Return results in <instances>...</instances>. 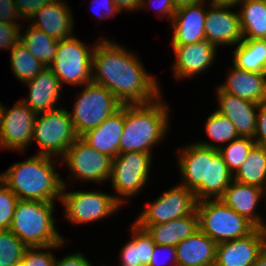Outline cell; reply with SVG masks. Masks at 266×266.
Returning a JSON list of instances; mask_svg holds the SVG:
<instances>
[{
    "mask_svg": "<svg viewBox=\"0 0 266 266\" xmlns=\"http://www.w3.org/2000/svg\"><path fill=\"white\" fill-rule=\"evenodd\" d=\"M233 180L234 174L219 152L212 158H207L206 199H220Z\"/></svg>",
    "mask_w": 266,
    "mask_h": 266,
    "instance_id": "obj_33",
    "label": "cell"
},
{
    "mask_svg": "<svg viewBox=\"0 0 266 266\" xmlns=\"http://www.w3.org/2000/svg\"><path fill=\"white\" fill-rule=\"evenodd\" d=\"M19 199L0 179V231L8 230Z\"/></svg>",
    "mask_w": 266,
    "mask_h": 266,
    "instance_id": "obj_38",
    "label": "cell"
},
{
    "mask_svg": "<svg viewBox=\"0 0 266 266\" xmlns=\"http://www.w3.org/2000/svg\"><path fill=\"white\" fill-rule=\"evenodd\" d=\"M252 266H266V246L259 253L257 260Z\"/></svg>",
    "mask_w": 266,
    "mask_h": 266,
    "instance_id": "obj_49",
    "label": "cell"
},
{
    "mask_svg": "<svg viewBox=\"0 0 266 266\" xmlns=\"http://www.w3.org/2000/svg\"><path fill=\"white\" fill-rule=\"evenodd\" d=\"M207 0L178 6L170 23L172 27L171 46L194 44L206 40L205 17ZM206 3V5H204Z\"/></svg>",
    "mask_w": 266,
    "mask_h": 266,
    "instance_id": "obj_16",
    "label": "cell"
},
{
    "mask_svg": "<svg viewBox=\"0 0 266 266\" xmlns=\"http://www.w3.org/2000/svg\"><path fill=\"white\" fill-rule=\"evenodd\" d=\"M131 240L127 241L119 253V266H149L155 242L136 223L131 225Z\"/></svg>",
    "mask_w": 266,
    "mask_h": 266,
    "instance_id": "obj_27",
    "label": "cell"
},
{
    "mask_svg": "<svg viewBox=\"0 0 266 266\" xmlns=\"http://www.w3.org/2000/svg\"><path fill=\"white\" fill-rule=\"evenodd\" d=\"M266 246V235L256 228L249 235L216 246L215 266H252Z\"/></svg>",
    "mask_w": 266,
    "mask_h": 266,
    "instance_id": "obj_17",
    "label": "cell"
},
{
    "mask_svg": "<svg viewBox=\"0 0 266 266\" xmlns=\"http://www.w3.org/2000/svg\"><path fill=\"white\" fill-rule=\"evenodd\" d=\"M3 103L0 101V124H1V119H2V112H3Z\"/></svg>",
    "mask_w": 266,
    "mask_h": 266,
    "instance_id": "obj_51",
    "label": "cell"
},
{
    "mask_svg": "<svg viewBox=\"0 0 266 266\" xmlns=\"http://www.w3.org/2000/svg\"><path fill=\"white\" fill-rule=\"evenodd\" d=\"M55 1L56 0H13L22 21L25 19V21L28 20V22L42 6Z\"/></svg>",
    "mask_w": 266,
    "mask_h": 266,
    "instance_id": "obj_42",
    "label": "cell"
},
{
    "mask_svg": "<svg viewBox=\"0 0 266 266\" xmlns=\"http://www.w3.org/2000/svg\"><path fill=\"white\" fill-rule=\"evenodd\" d=\"M95 46H89L75 35L59 40L57 53L49 68L58 77L61 87L64 84L81 87L92 82Z\"/></svg>",
    "mask_w": 266,
    "mask_h": 266,
    "instance_id": "obj_7",
    "label": "cell"
},
{
    "mask_svg": "<svg viewBox=\"0 0 266 266\" xmlns=\"http://www.w3.org/2000/svg\"><path fill=\"white\" fill-rule=\"evenodd\" d=\"M157 245L175 246L199 229L196 210L167 223L145 225L143 227Z\"/></svg>",
    "mask_w": 266,
    "mask_h": 266,
    "instance_id": "obj_26",
    "label": "cell"
},
{
    "mask_svg": "<svg viewBox=\"0 0 266 266\" xmlns=\"http://www.w3.org/2000/svg\"><path fill=\"white\" fill-rule=\"evenodd\" d=\"M112 160V157L89 146L81 137L72 143L60 159L70 170V180H79L81 183L110 180Z\"/></svg>",
    "mask_w": 266,
    "mask_h": 266,
    "instance_id": "obj_11",
    "label": "cell"
},
{
    "mask_svg": "<svg viewBox=\"0 0 266 266\" xmlns=\"http://www.w3.org/2000/svg\"><path fill=\"white\" fill-rule=\"evenodd\" d=\"M37 113L21 100L13 107L3 106L0 124V149L24 152L31 146Z\"/></svg>",
    "mask_w": 266,
    "mask_h": 266,
    "instance_id": "obj_13",
    "label": "cell"
},
{
    "mask_svg": "<svg viewBox=\"0 0 266 266\" xmlns=\"http://www.w3.org/2000/svg\"><path fill=\"white\" fill-rule=\"evenodd\" d=\"M234 180L266 191V147L255 144L245 162L234 174Z\"/></svg>",
    "mask_w": 266,
    "mask_h": 266,
    "instance_id": "obj_31",
    "label": "cell"
},
{
    "mask_svg": "<svg viewBox=\"0 0 266 266\" xmlns=\"http://www.w3.org/2000/svg\"><path fill=\"white\" fill-rule=\"evenodd\" d=\"M77 138L67 108L37 114L32 139L40 149L36 154L60 160Z\"/></svg>",
    "mask_w": 266,
    "mask_h": 266,
    "instance_id": "obj_8",
    "label": "cell"
},
{
    "mask_svg": "<svg viewBox=\"0 0 266 266\" xmlns=\"http://www.w3.org/2000/svg\"><path fill=\"white\" fill-rule=\"evenodd\" d=\"M22 24H12L0 22V50L11 51L20 41Z\"/></svg>",
    "mask_w": 266,
    "mask_h": 266,
    "instance_id": "obj_39",
    "label": "cell"
},
{
    "mask_svg": "<svg viewBox=\"0 0 266 266\" xmlns=\"http://www.w3.org/2000/svg\"><path fill=\"white\" fill-rule=\"evenodd\" d=\"M92 56V82L106 87L122 104L150 103L162 94L135 51L106 37L96 40Z\"/></svg>",
    "mask_w": 266,
    "mask_h": 266,
    "instance_id": "obj_1",
    "label": "cell"
},
{
    "mask_svg": "<svg viewBox=\"0 0 266 266\" xmlns=\"http://www.w3.org/2000/svg\"><path fill=\"white\" fill-rule=\"evenodd\" d=\"M232 64L242 70L266 73V39H243L233 51Z\"/></svg>",
    "mask_w": 266,
    "mask_h": 266,
    "instance_id": "obj_28",
    "label": "cell"
},
{
    "mask_svg": "<svg viewBox=\"0 0 266 266\" xmlns=\"http://www.w3.org/2000/svg\"><path fill=\"white\" fill-rule=\"evenodd\" d=\"M262 198L266 199V191L264 189L233 180L220 200L238 214L246 217L257 228H261L265 220L257 212V206L261 203Z\"/></svg>",
    "mask_w": 266,
    "mask_h": 266,
    "instance_id": "obj_21",
    "label": "cell"
},
{
    "mask_svg": "<svg viewBox=\"0 0 266 266\" xmlns=\"http://www.w3.org/2000/svg\"><path fill=\"white\" fill-rule=\"evenodd\" d=\"M217 243L200 229L176 245L178 266H215Z\"/></svg>",
    "mask_w": 266,
    "mask_h": 266,
    "instance_id": "obj_25",
    "label": "cell"
},
{
    "mask_svg": "<svg viewBox=\"0 0 266 266\" xmlns=\"http://www.w3.org/2000/svg\"><path fill=\"white\" fill-rule=\"evenodd\" d=\"M210 1L219 5L238 7L245 0H210Z\"/></svg>",
    "mask_w": 266,
    "mask_h": 266,
    "instance_id": "obj_48",
    "label": "cell"
},
{
    "mask_svg": "<svg viewBox=\"0 0 266 266\" xmlns=\"http://www.w3.org/2000/svg\"><path fill=\"white\" fill-rule=\"evenodd\" d=\"M61 204L64 207L65 219L69 223L79 225L99 221L112 216L122 206L112 194L99 191H68L67 184H63Z\"/></svg>",
    "mask_w": 266,
    "mask_h": 266,
    "instance_id": "obj_10",
    "label": "cell"
},
{
    "mask_svg": "<svg viewBox=\"0 0 266 266\" xmlns=\"http://www.w3.org/2000/svg\"><path fill=\"white\" fill-rule=\"evenodd\" d=\"M27 248L10 229L0 231V266H20Z\"/></svg>",
    "mask_w": 266,
    "mask_h": 266,
    "instance_id": "obj_36",
    "label": "cell"
},
{
    "mask_svg": "<svg viewBox=\"0 0 266 266\" xmlns=\"http://www.w3.org/2000/svg\"><path fill=\"white\" fill-rule=\"evenodd\" d=\"M151 164L152 153L146 152L119 153L113 158L109 182L115 191V199L121 205H124L130 197L137 196L145 188L152 168Z\"/></svg>",
    "mask_w": 266,
    "mask_h": 266,
    "instance_id": "obj_9",
    "label": "cell"
},
{
    "mask_svg": "<svg viewBox=\"0 0 266 266\" xmlns=\"http://www.w3.org/2000/svg\"><path fill=\"white\" fill-rule=\"evenodd\" d=\"M218 107L215 109L226 116L236 127L240 137L254 139L259 104L216 89Z\"/></svg>",
    "mask_w": 266,
    "mask_h": 266,
    "instance_id": "obj_19",
    "label": "cell"
},
{
    "mask_svg": "<svg viewBox=\"0 0 266 266\" xmlns=\"http://www.w3.org/2000/svg\"><path fill=\"white\" fill-rule=\"evenodd\" d=\"M264 201L266 202V199ZM261 229L263 230V232H266V223L263 224V226L261 227Z\"/></svg>",
    "mask_w": 266,
    "mask_h": 266,
    "instance_id": "obj_52",
    "label": "cell"
},
{
    "mask_svg": "<svg viewBox=\"0 0 266 266\" xmlns=\"http://www.w3.org/2000/svg\"><path fill=\"white\" fill-rule=\"evenodd\" d=\"M205 0H172V2L176 5V7L185 5V4H191V3H198Z\"/></svg>",
    "mask_w": 266,
    "mask_h": 266,
    "instance_id": "obj_50",
    "label": "cell"
},
{
    "mask_svg": "<svg viewBox=\"0 0 266 266\" xmlns=\"http://www.w3.org/2000/svg\"><path fill=\"white\" fill-rule=\"evenodd\" d=\"M62 245H50L44 247H28L22 257L20 266H55V255L50 249L63 248Z\"/></svg>",
    "mask_w": 266,
    "mask_h": 266,
    "instance_id": "obj_37",
    "label": "cell"
},
{
    "mask_svg": "<svg viewBox=\"0 0 266 266\" xmlns=\"http://www.w3.org/2000/svg\"><path fill=\"white\" fill-rule=\"evenodd\" d=\"M204 126V131H206V135L211 142L202 140L197 143L205 147L219 150L225 144L240 137L235 125L226 116L216 110L207 117Z\"/></svg>",
    "mask_w": 266,
    "mask_h": 266,
    "instance_id": "obj_32",
    "label": "cell"
},
{
    "mask_svg": "<svg viewBox=\"0 0 266 266\" xmlns=\"http://www.w3.org/2000/svg\"><path fill=\"white\" fill-rule=\"evenodd\" d=\"M55 203L19 200L9 229L27 246L44 247L66 242L55 227Z\"/></svg>",
    "mask_w": 266,
    "mask_h": 266,
    "instance_id": "obj_4",
    "label": "cell"
},
{
    "mask_svg": "<svg viewBox=\"0 0 266 266\" xmlns=\"http://www.w3.org/2000/svg\"><path fill=\"white\" fill-rule=\"evenodd\" d=\"M10 63L14 76L23 83L32 80L45 66L19 41L10 51Z\"/></svg>",
    "mask_w": 266,
    "mask_h": 266,
    "instance_id": "obj_34",
    "label": "cell"
},
{
    "mask_svg": "<svg viewBox=\"0 0 266 266\" xmlns=\"http://www.w3.org/2000/svg\"><path fill=\"white\" fill-rule=\"evenodd\" d=\"M255 144L252 138L239 137L221 147L218 152L222 155L228 169L235 174Z\"/></svg>",
    "mask_w": 266,
    "mask_h": 266,
    "instance_id": "obj_35",
    "label": "cell"
},
{
    "mask_svg": "<svg viewBox=\"0 0 266 266\" xmlns=\"http://www.w3.org/2000/svg\"><path fill=\"white\" fill-rule=\"evenodd\" d=\"M28 26L25 32L23 30V33H20V41L45 67H49L57 53L59 40L31 24Z\"/></svg>",
    "mask_w": 266,
    "mask_h": 266,
    "instance_id": "obj_30",
    "label": "cell"
},
{
    "mask_svg": "<svg viewBox=\"0 0 266 266\" xmlns=\"http://www.w3.org/2000/svg\"><path fill=\"white\" fill-rule=\"evenodd\" d=\"M93 4V7L95 8L94 9V15L95 17L97 16L98 19H102L103 21L105 19H109V18H112L113 16H116L117 14L121 13L116 5L114 4L113 0H92L91 1ZM101 8V9H100ZM102 10L100 13L96 12V10Z\"/></svg>",
    "mask_w": 266,
    "mask_h": 266,
    "instance_id": "obj_45",
    "label": "cell"
},
{
    "mask_svg": "<svg viewBox=\"0 0 266 266\" xmlns=\"http://www.w3.org/2000/svg\"><path fill=\"white\" fill-rule=\"evenodd\" d=\"M161 253L167 255L165 259L162 258L163 255L160 256ZM160 257L166 261L167 260H170V261H167V263L165 264L164 260H160L161 259ZM149 266H178L177 259H176V247L155 244Z\"/></svg>",
    "mask_w": 266,
    "mask_h": 266,
    "instance_id": "obj_40",
    "label": "cell"
},
{
    "mask_svg": "<svg viewBox=\"0 0 266 266\" xmlns=\"http://www.w3.org/2000/svg\"><path fill=\"white\" fill-rule=\"evenodd\" d=\"M84 86H81L82 91L76 97L73 110L68 111L78 137L99 126L123 105L104 86L93 82Z\"/></svg>",
    "mask_w": 266,
    "mask_h": 266,
    "instance_id": "obj_6",
    "label": "cell"
},
{
    "mask_svg": "<svg viewBox=\"0 0 266 266\" xmlns=\"http://www.w3.org/2000/svg\"><path fill=\"white\" fill-rule=\"evenodd\" d=\"M239 6L243 39H266V0H245Z\"/></svg>",
    "mask_w": 266,
    "mask_h": 266,
    "instance_id": "obj_29",
    "label": "cell"
},
{
    "mask_svg": "<svg viewBox=\"0 0 266 266\" xmlns=\"http://www.w3.org/2000/svg\"><path fill=\"white\" fill-rule=\"evenodd\" d=\"M141 211L133 221L140 228L145 225L167 223L171 220L192 214L196 210L197 200L194 192L182 185H175Z\"/></svg>",
    "mask_w": 266,
    "mask_h": 266,
    "instance_id": "obj_12",
    "label": "cell"
},
{
    "mask_svg": "<svg viewBox=\"0 0 266 266\" xmlns=\"http://www.w3.org/2000/svg\"><path fill=\"white\" fill-rule=\"evenodd\" d=\"M205 17V38L218 46H235L243 40L239 13L231 11V6L219 5L207 0Z\"/></svg>",
    "mask_w": 266,
    "mask_h": 266,
    "instance_id": "obj_15",
    "label": "cell"
},
{
    "mask_svg": "<svg viewBox=\"0 0 266 266\" xmlns=\"http://www.w3.org/2000/svg\"><path fill=\"white\" fill-rule=\"evenodd\" d=\"M196 212L199 229L217 244L245 237L257 228L220 199L197 201Z\"/></svg>",
    "mask_w": 266,
    "mask_h": 266,
    "instance_id": "obj_5",
    "label": "cell"
},
{
    "mask_svg": "<svg viewBox=\"0 0 266 266\" xmlns=\"http://www.w3.org/2000/svg\"><path fill=\"white\" fill-rule=\"evenodd\" d=\"M55 266H94L89 259L81 252H74L61 258L55 259Z\"/></svg>",
    "mask_w": 266,
    "mask_h": 266,
    "instance_id": "obj_46",
    "label": "cell"
},
{
    "mask_svg": "<svg viewBox=\"0 0 266 266\" xmlns=\"http://www.w3.org/2000/svg\"><path fill=\"white\" fill-rule=\"evenodd\" d=\"M254 141L257 145L266 147V102L260 103L258 107Z\"/></svg>",
    "mask_w": 266,
    "mask_h": 266,
    "instance_id": "obj_43",
    "label": "cell"
},
{
    "mask_svg": "<svg viewBox=\"0 0 266 266\" xmlns=\"http://www.w3.org/2000/svg\"><path fill=\"white\" fill-rule=\"evenodd\" d=\"M175 62L172 67L173 76L183 80L204 73L215 61L217 47L203 40L194 44L172 46Z\"/></svg>",
    "mask_w": 266,
    "mask_h": 266,
    "instance_id": "obj_18",
    "label": "cell"
},
{
    "mask_svg": "<svg viewBox=\"0 0 266 266\" xmlns=\"http://www.w3.org/2000/svg\"><path fill=\"white\" fill-rule=\"evenodd\" d=\"M169 111V105L163 101L162 95L150 103L125 104L119 153H151L170 130Z\"/></svg>",
    "mask_w": 266,
    "mask_h": 266,
    "instance_id": "obj_3",
    "label": "cell"
},
{
    "mask_svg": "<svg viewBox=\"0 0 266 266\" xmlns=\"http://www.w3.org/2000/svg\"><path fill=\"white\" fill-rule=\"evenodd\" d=\"M25 85L29 88V94L21 101L34 112L38 114L59 108L56 103L60 101L62 87L49 67H45L32 80L24 83Z\"/></svg>",
    "mask_w": 266,
    "mask_h": 266,
    "instance_id": "obj_22",
    "label": "cell"
},
{
    "mask_svg": "<svg viewBox=\"0 0 266 266\" xmlns=\"http://www.w3.org/2000/svg\"><path fill=\"white\" fill-rule=\"evenodd\" d=\"M117 9L122 12L125 11H138L141 5V0H113Z\"/></svg>",
    "mask_w": 266,
    "mask_h": 266,
    "instance_id": "obj_47",
    "label": "cell"
},
{
    "mask_svg": "<svg viewBox=\"0 0 266 266\" xmlns=\"http://www.w3.org/2000/svg\"><path fill=\"white\" fill-rule=\"evenodd\" d=\"M229 69L225 82L217 86L222 92L256 104L266 102V73L246 71L234 65Z\"/></svg>",
    "mask_w": 266,
    "mask_h": 266,
    "instance_id": "obj_23",
    "label": "cell"
},
{
    "mask_svg": "<svg viewBox=\"0 0 266 266\" xmlns=\"http://www.w3.org/2000/svg\"><path fill=\"white\" fill-rule=\"evenodd\" d=\"M151 6L155 9L157 15L159 14L158 17L162 19L163 16H166L170 21L169 23H171L177 8L172 0H141L139 10H145V8L147 10V8Z\"/></svg>",
    "mask_w": 266,
    "mask_h": 266,
    "instance_id": "obj_41",
    "label": "cell"
},
{
    "mask_svg": "<svg viewBox=\"0 0 266 266\" xmlns=\"http://www.w3.org/2000/svg\"><path fill=\"white\" fill-rule=\"evenodd\" d=\"M70 7L63 0L42 6L30 18L31 25L57 40L73 36L74 20Z\"/></svg>",
    "mask_w": 266,
    "mask_h": 266,
    "instance_id": "obj_20",
    "label": "cell"
},
{
    "mask_svg": "<svg viewBox=\"0 0 266 266\" xmlns=\"http://www.w3.org/2000/svg\"><path fill=\"white\" fill-rule=\"evenodd\" d=\"M59 162L54 157L34 154L0 173V179L19 200L60 201L67 182L55 170Z\"/></svg>",
    "mask_w": 266,
    "mask_h": 266,
    "instance_id": "obj_2",
    "label": "cell"
},
{
    "mask_svg": "<svg viewBox=\"0 0 266 266\" xmlns=\"http://www.w3.org/2000/svg\"><path fill=\"white\" fill-rule=\"evenodd\" d=\"M217 152L197 142L177 149L178 168L182 176L179 184L193 191L197 201L206 200L207 158H212Z\"/></svg>",
    "mask_w": 266,
    "mask_h": 266,
    "instance_id": "obj_14",
    "label": "cell"
},
{
    "mask_svg": "<svg viewBox=\"0 0 266 266\" xmlns=\"http://www.w3.org/2000/svg\"><path fill=\"white\" fill-rule=\"evenodd\" d=\"M125 122V104L99 126L80 137L97 151L114 158L119 154V143Z\"/></svg>",
    "mask_w": 266,
    "mask_h": 266,
    "instance_id": "obj_24",
    "label": "cell"
},
{
    "mask_svg": "<svg viewBox=\"0 0 266 266\" xmlns=\"http://www.w3.org/2000/svg\"><path fill=\"white\" fill-rule=\"evenodd\" d=\"M17 19L22 20L13 0H0V22L22 24L21 22L17 23Z\"/></svg>",
    "mask_w": 266,
    "mask_h": 266,
    "instance_id": "obj_44",
    "label": "cell"
}]
</instances>
